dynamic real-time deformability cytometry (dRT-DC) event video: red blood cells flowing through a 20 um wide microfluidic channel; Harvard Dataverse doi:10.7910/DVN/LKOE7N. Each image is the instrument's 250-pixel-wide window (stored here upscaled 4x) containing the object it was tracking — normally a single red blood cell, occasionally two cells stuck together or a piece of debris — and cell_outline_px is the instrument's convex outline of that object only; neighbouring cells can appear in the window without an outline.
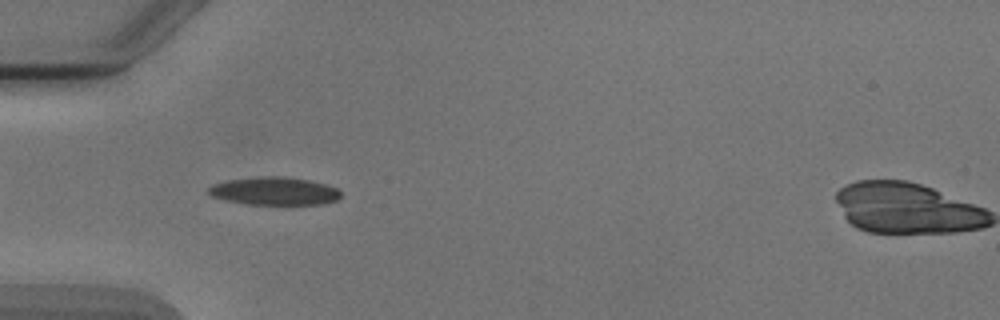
{"species": "Egyptian fruit bat (a non-hibernating species)", "species_latin": "Rousettus aegyptiacus", "temperature_condition": "cold", "stored_images_in_passage": 5, "camera_frame_rate_fps": 3000, "um_per_image_px": 0.085, "animal": {"sex": "male"}, "frame": {"image": 1, "passage_image": 4, "time_ms": 3.667, "image_size_px": [1000, 320], "cell_outline_px": [[340, 196], [336, 200], [324, 204], [288, 208], [284, 208], [244, 204], [224, 200], [212, 196], [208, 192], [208, 188], [212, 184], [228, 180], [272, 176], [280, 176], [308, 180], [324, 184], [336, 188], [340, 192]], "centroid_in_image_um": [23.34, 16.32], "position_along_channel_um": 61.7, "area_um2": 22.48}}
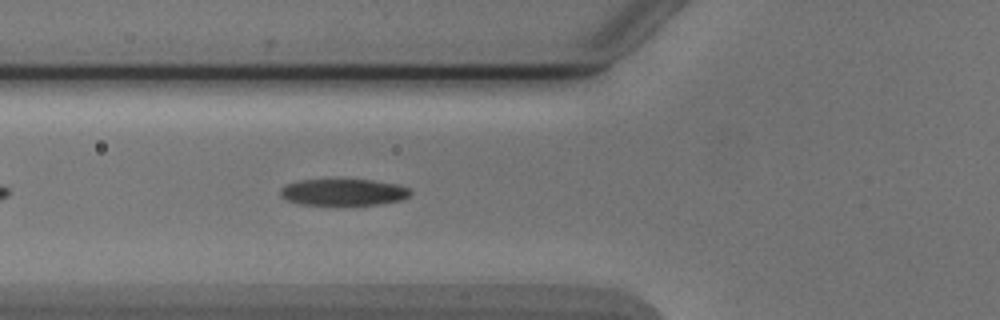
{"frame": {"image": 2, "passage_image": 5, "time_ms": 4.667, "image_size_px": [1000, 320], "cell_outline_px": [[412, 192], [404, 200], [380, 204], [300, 204], [288, 200], [280, 196], [280, 188], [288, 184], [300, 180], [372, 180], [400, 184], [408, 188]], "centroid_in_image_um": [29.24, 16.33], "position_along_channel_um": 96.6, "area_um2": 20.0}}